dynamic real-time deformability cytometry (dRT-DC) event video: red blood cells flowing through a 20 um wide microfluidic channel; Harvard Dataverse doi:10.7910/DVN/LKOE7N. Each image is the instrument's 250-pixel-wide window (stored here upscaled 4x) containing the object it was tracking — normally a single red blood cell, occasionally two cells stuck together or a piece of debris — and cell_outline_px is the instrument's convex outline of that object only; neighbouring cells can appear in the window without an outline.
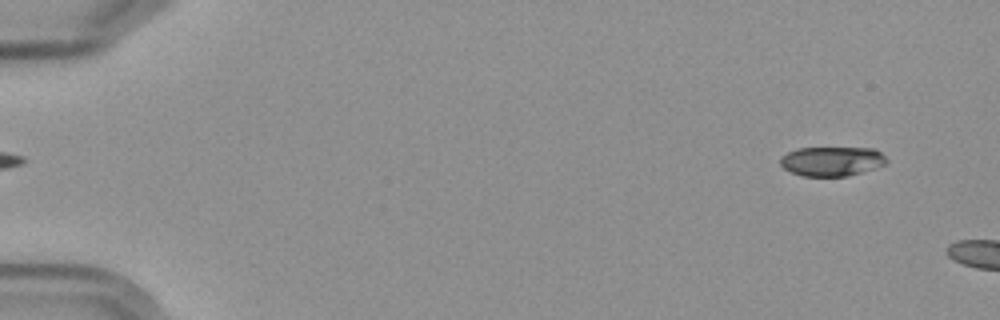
{"species": "Egyptian fruit bat (a non-hibernating species)", "species_latin": "Rousettus aegyptiacus", "temperature_condition": "cold", "stored_images_in_passage": 3, "camera_frame_rate_fps": 3000, "um_per_image_px": 0.085, "frame": {"image": 1, "passage_image": 1, "time_ms": 0.0, "image_size_px": [1000, 320], "cell_outline_px": [[888, 160], [884, 164], [848, 176], [800, 176], [784, 168], [780, 164], [780, 156], [796, 148], [876, 148]], "centroid_in_image_um": [70.66, 13.7], "position_along_channel_um": 14.3, "area_um2": 18.15}}